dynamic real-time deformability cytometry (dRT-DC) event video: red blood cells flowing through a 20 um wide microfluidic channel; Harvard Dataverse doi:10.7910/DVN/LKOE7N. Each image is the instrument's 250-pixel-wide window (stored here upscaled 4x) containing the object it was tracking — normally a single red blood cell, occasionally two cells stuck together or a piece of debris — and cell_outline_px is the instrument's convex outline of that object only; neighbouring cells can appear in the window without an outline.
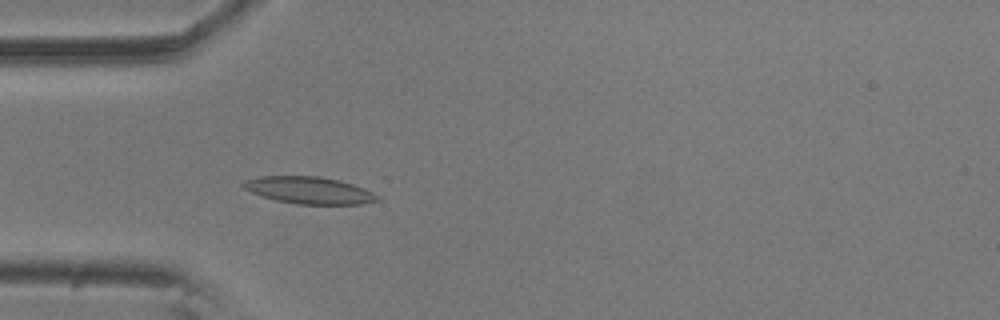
{"species": "common noctule bat (a hibernating species)", "species_latin": "Nyctalus noctula", "temperature_condition": "room temperature", "stored_images_in_passage": 48, "camera_frame_rate_fps": 3000, "um_per_image_px": 0.085, "animal": {"sex": "male", "body_mass_g": 20.5, "forearm_length_mm": 52.5}, "frame": {"image": 1, "passage_image": 8, "time_ms": 2.333, "image_size_px": [1000, 320], "cell_outline_px": [[380, 200], [360, 204], [296, 204], [276, 200], [252, 192], [244, 188], [240, 184], [244, 180], [256, 176], [320, 176], [340, 180], [364, 188], [380, 196]], "centroid_in_image_um": [26.27, 16.16], "position_along_channel_um": 58.7, "area_um2": 21.15}}
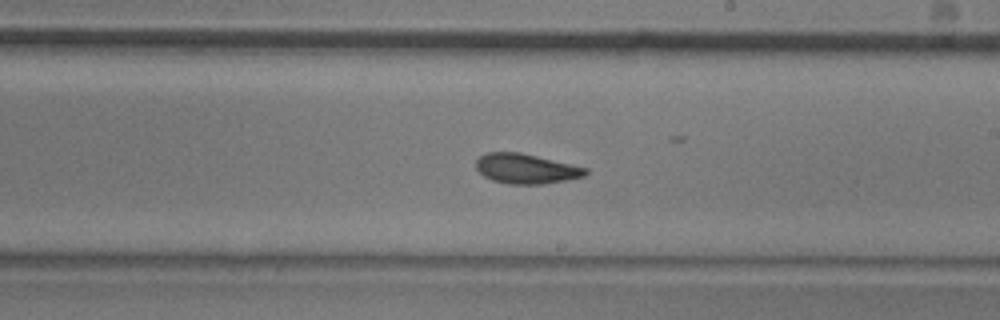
{"frame": {"image": 2, "passage_image": 24, "time_ms": 7.667, "image_size_px": [1000, 320], "cell_outline_px": [[588, 176], [568, 180], [544, 184], [508, 184], [492, 180], [484, 176], [476, 168], [476, 160], [484, 152], [520, 152], [588, 168]], "centroid_in_image_um": [44.74, 14.34], "position_along_channel_um": 244.3, "area_um2": 19.25}}
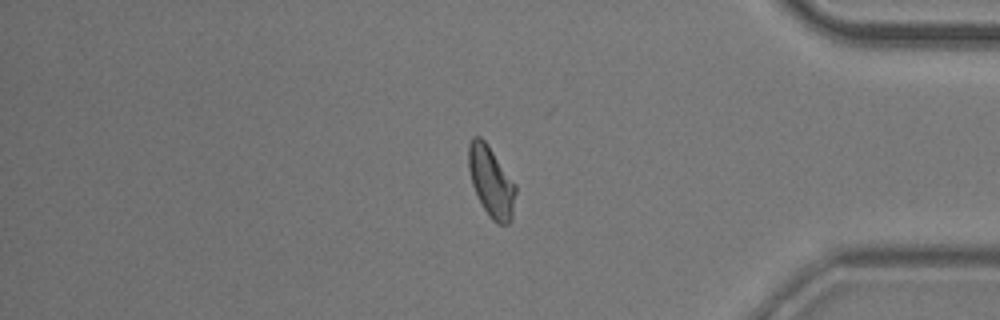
{"frame": {"image": 3, "passage_image": 39, "time_ms": 12.667, "image_size_px": [1000, 320], "cell_outline_px": [[516, 192], [512, 220], [508, 224], [496, 224], [492, 220], [484, 208], [472, 184], [468, 168], [468, 144], [472, 136], [480, 136], [488, 144], [516, 184]], "centroid_in_image_um": [41.76, 15.42], "position_along_channel_um": 393.4, "area_um2": 19.48}, "authors_computed_cell_mechanics": {"area_um2": 19.1607, "velocity_mm_per_s": 3.5174, "shape_relaxation_time_tau1_ms": 6.7863, "shape_relaxation_time_tau2_ms": 2.6709, "deformation_change_tau1": 0.1618, "deformation_change_tau2": 0.0863}}